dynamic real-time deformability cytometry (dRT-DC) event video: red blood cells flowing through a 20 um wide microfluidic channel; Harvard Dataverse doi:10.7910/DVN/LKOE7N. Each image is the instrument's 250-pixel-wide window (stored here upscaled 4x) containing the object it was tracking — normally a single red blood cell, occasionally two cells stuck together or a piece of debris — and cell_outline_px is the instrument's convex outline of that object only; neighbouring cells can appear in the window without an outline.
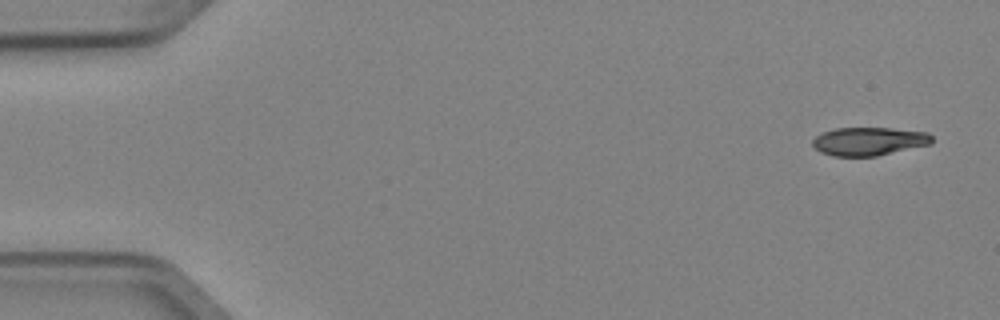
{"species": "Egyptian fruit bat (a non-hibernating species)", "species_latin": "Rousettus aegyptiacus", "temperature_condition": "cold", "stored_images_in_passage": 5, "camera_frame_rate_fps": 3000, "um_per_image_px": 0.085, "animal": {"sex": "female"}, "frame": {"image": 1, "passage_image": 1, "time_ms": 0.0, "image_size_px": [1000, 320], "cell_outline_px": [[932, 144], [876, 156], [832, 156], [820, 152], [812, 144], [812, 140], [816, 136], [824, 132], [836, 128], [892, 128], [928, 132], [932, 136]], "centroid_in_image_um": [73.88, 12.01], "position_along_channel_um": 11.1, "area_um2": 19.71}}